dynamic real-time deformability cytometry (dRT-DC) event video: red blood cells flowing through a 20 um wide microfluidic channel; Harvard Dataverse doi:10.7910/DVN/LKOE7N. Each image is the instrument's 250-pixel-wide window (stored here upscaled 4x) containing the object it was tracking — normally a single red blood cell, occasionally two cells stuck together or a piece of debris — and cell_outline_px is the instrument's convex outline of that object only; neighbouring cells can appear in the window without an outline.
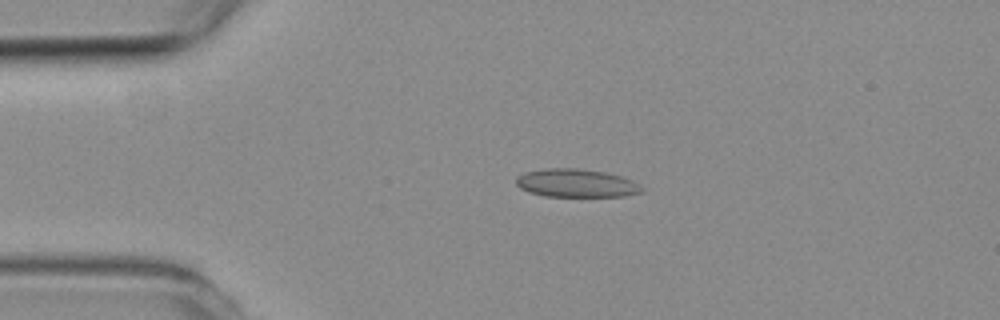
{"species": "common noctule bat (a hibernating species)", "species_latin": "Nyctalus noctula", "temperature_condition": "room temperature", "stored_images_in_passage": 3, "camera_frame_rate_fps": 3000, "um_per_image_px": 0.085, "animal": {"sex": "female", "body_mass_g": 19.3, "forearm_length_mm": 54.1}, "frame": {"image": 1, "passage_image": 2, "time_ms": 1.0, "image_size_px": [1000, 320], "cell_outline_px": [[644, 192], [624, 196], [544, 196], [528, 192], [520, 188], [516, 184], [516, 176], [524, 172], [544, 168], [576, 168], [604, 172], [620, 176], [632, 180], [640, 184], [644, 188]], "centroid_in_image_um": [48.97, 15.56], "position_along_channel_um": 36.0, "area_um2": 20.81}}